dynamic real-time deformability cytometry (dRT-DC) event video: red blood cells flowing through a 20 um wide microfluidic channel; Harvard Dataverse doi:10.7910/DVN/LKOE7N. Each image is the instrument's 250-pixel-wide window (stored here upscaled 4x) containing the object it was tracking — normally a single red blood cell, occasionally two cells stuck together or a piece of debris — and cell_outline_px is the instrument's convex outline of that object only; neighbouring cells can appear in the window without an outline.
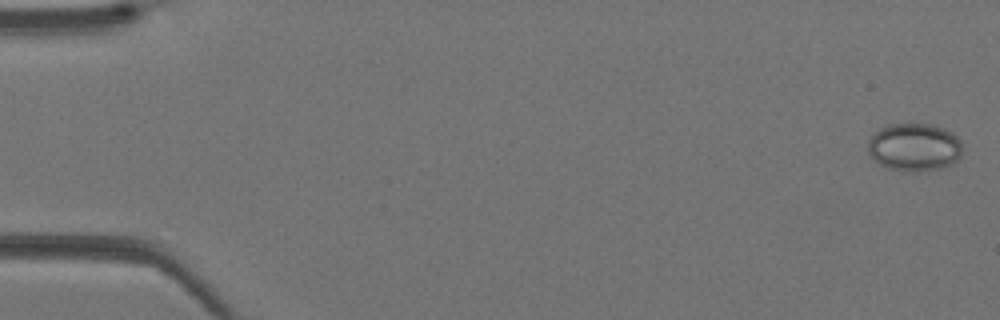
{"species": "Egyptian fruit bat (a non-hibernating species)", "species_latin": "Rousettus aegyptiacus", "temperature_condition": "warm", "stored_images_in_passage": 42, "camera_frame_rate_fps": 3000, "um_per_image_px": 0.085, "animal": {"sex": "female"}, "frame": {"image": 1, "passage_image": 1, "time_ms": 0.0, "image_size_px": [1000, 320], "cell_outline_px": [[960, 156], [952, 164], [940, 168], [916, 172], [904, 172], [884, 168], [868, 152], [868, 140], [880, 128], [888, 124], [932, 124], [944, 128], [952, 132], [960, 140]], "centroid_in_image_um": [77.7, 12.52], "position_along_channel_um": 7.3, "area_um2": 26.47}}